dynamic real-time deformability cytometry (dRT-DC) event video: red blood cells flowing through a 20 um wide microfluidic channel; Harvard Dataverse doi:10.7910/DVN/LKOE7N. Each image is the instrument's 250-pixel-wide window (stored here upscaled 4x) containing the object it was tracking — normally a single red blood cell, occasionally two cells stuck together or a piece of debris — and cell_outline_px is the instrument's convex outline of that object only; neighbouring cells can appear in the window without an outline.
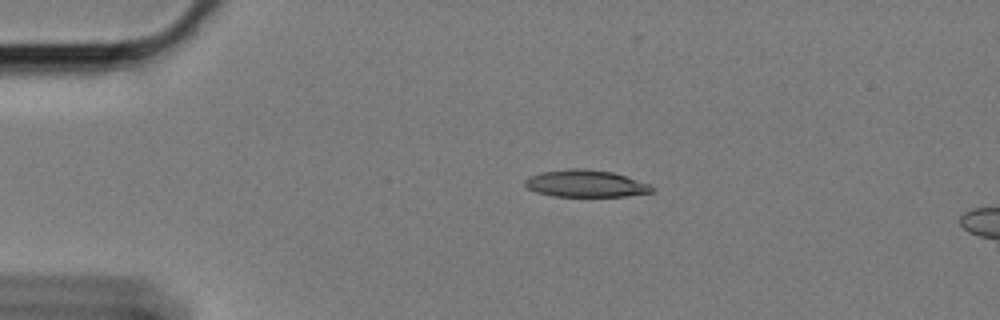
{"species": "Egyptian fruit bat (a non-hibernating species)", "species_latin": "Rousettus aegyptiacus", "temperature_condition": "cold", "stored_images_in_passage": 6, "camera_frame_rate_fps": 3000, "um_per_image_px": 0.085, "animal": {"sex": "female"}, "frame": {"image": 1, "passage_image": 1, "time_ms": 0.0, "image_size_px": [1000, 320], "cell_outline_px": [[656, 188], [652, 192], [624, 196], [552, 196], [536, 192], [528, 188], [524, 184], [524, 180], [528, 176], [540, 172], [568, 168], [576, 168], [612, 172], [648, 184]], "centroid_in_image_um": [49.72, 15.6], "position_along_channel_um": 35.3, "area_um2": 19.88}}